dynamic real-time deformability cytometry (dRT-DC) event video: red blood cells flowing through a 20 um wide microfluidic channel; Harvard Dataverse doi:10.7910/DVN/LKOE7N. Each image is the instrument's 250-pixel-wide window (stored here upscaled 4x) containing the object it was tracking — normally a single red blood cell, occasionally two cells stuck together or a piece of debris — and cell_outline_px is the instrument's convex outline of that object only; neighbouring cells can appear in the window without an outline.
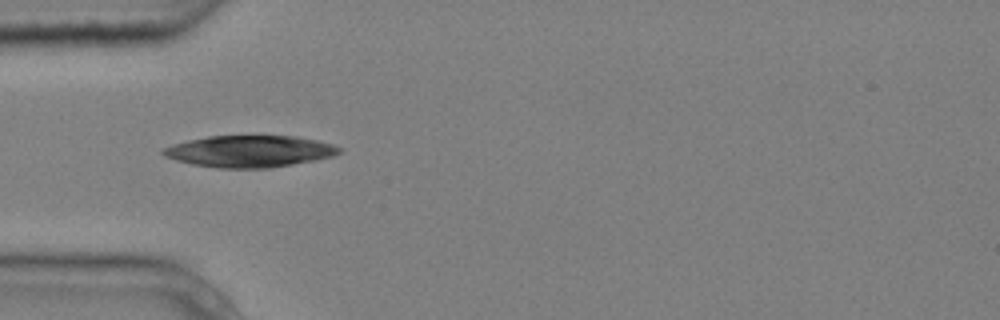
{"species": "common noctule bat (a hibernating species)", "species_latin": "Nyctalus noctula", "temperature_condition": "cold", "stored_images_in_passage": 8, "camera_frame_rate_fps": 3000, "um_per_image_px": 0.085, "animal": {"sex": "male", "body_mass_g": 20.4}, "frame": {"image": 1, "passage_image": 5, "time_ms": 1.333, "image_size_px": [1000, 320], "cell_outline_px": [[340, 152], [332, 156], [316, 160], [268, 168], [220, 168], [192, 164], [176, 160], [164, 156], [160, 152], [160, 148], [172, 144], [188, 140], [208, 136], [296, 136], [316, 140], [332, 144], [340, 148]], "centroid_in_image_um": [21.16, 12.86], "position_along_channel_um": 63.8, "area_um2": 32.48}}
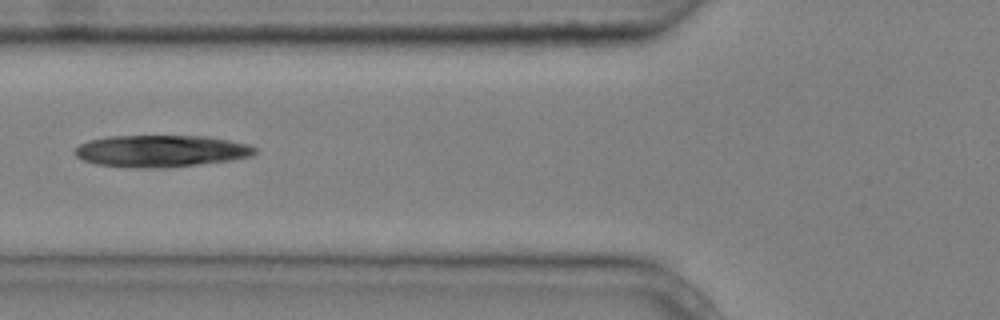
{"frame": {"image": 2, "passage_image": 6, "time_ms": 1.667, "image_size_px": [1000, 320], "cell_outline_px": [[256, 152], [252, 156], [232, 160], [164, 168], [144, 168], [96, 164], [84, 160], [76, 156], [76, 148], [80, 144], [88, 140], [108, 136], [208, 136], [248, 144], [256, 148]], "centroid_in_image_um": [13.7, 12.83], "position_along_channel_um": 112.1, "area_um2": 33.35}}